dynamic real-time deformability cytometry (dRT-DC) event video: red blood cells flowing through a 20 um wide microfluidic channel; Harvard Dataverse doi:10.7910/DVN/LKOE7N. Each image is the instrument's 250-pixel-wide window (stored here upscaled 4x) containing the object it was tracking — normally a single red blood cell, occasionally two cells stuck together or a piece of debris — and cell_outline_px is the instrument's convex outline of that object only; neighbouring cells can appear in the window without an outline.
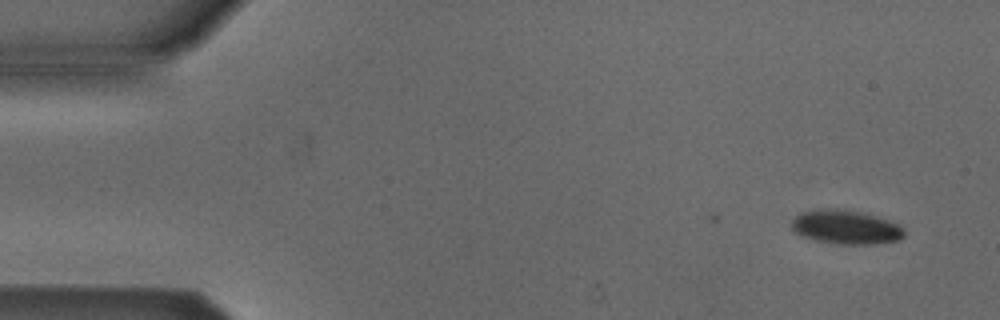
{"species": "Egyptian fruit bat (a non-hibernating species)", "species_latin": "Rousettus aegyptiacus", "temperature_condition": "cold", "stored_images_in_passage": 4, "camera_frame_rate_fps": 3000, "um_per_image_px": 0.085, "animal": {"sex": "male"}, "frame": {"image": 1, "passage_image": 2, "time_ms": 1.0, "image_size_px": [1000, 320], "cell_outline_px": [[904, 236], [896, 240], [872, 244], [836, 244], [816, 240], [804, 236], [796, 232], [792, 228], [792, 220], [800, 212], [824, 208], [836, 208], [860, 212], [876, 216], [900, 224], [904, 228]], "centroid_in_image_um": [71.9, 19.29], "position_along_channel_um": 13.1, "area_um2": 22.2}}